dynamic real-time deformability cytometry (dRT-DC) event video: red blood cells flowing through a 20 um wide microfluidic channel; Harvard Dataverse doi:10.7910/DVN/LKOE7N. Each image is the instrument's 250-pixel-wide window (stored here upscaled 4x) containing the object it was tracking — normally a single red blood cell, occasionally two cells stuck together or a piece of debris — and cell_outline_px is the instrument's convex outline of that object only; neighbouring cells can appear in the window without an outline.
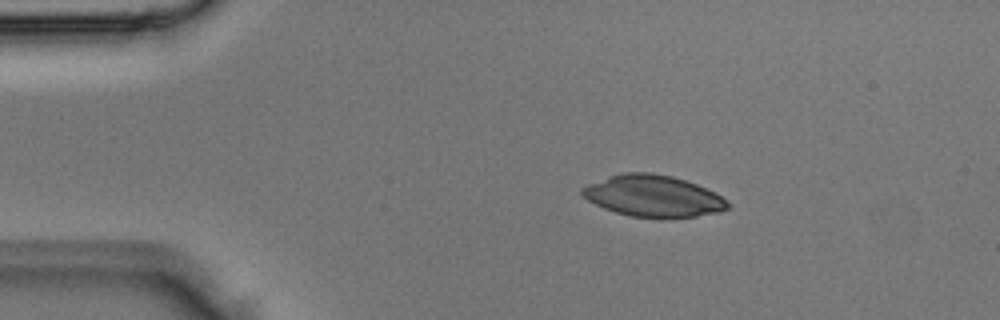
{"species": "Egyptian fruit bat (a non-hibernating species)", "species_latin": "Rousettus aegyptiacus", "temperature_condition": "room temperature", "stored_images_in_passage": 3, "segment_of_instrument_passage": [1, 2], "camera_frame_rate_fps": 3000, "um_per_image_px": 0.085, "animal": {"sex": "male"}, "frame": {"image": 1, "passage_image": 1, "time_ms": 0.0, "image_size_px": [1000, 320], "cell_outline_px": [[728, 208], [716, 212], [696, 216], [632, 216], [616, 212], [604, 208], [588, 200], [580, 192], [580, 188], [588, 184], [608, 176], [620, 172], [652, 172], [672, 176], [696, 184], [716, 192], [728, 204]], "centroid_in_image_um": [55.46, 16.62], "position_along_channel_um": 29.5, "area_um2": 34.56}}